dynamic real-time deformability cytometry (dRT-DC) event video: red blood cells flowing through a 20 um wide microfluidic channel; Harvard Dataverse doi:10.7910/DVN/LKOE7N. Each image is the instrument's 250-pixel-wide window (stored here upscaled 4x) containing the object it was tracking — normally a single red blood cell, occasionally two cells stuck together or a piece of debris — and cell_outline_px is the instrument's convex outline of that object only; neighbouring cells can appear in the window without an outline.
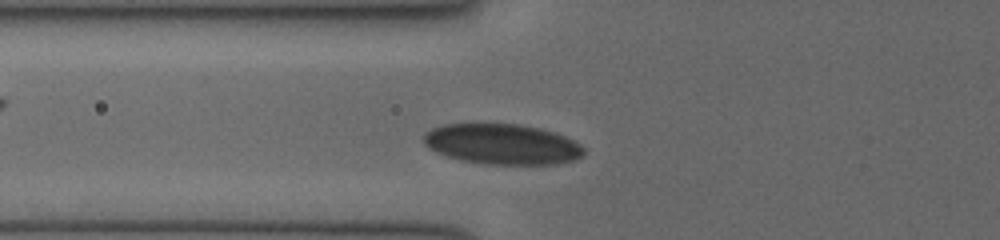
{"species": "human", "species_latin": "Homo sapiens", "temperature_condition": "cold", "stored_images_in_passage": 32, "camera_frame_rate_fps": 3000, "um_per_image_px": 0.085, "donor": {"sex": "female"}, "frame": {"image": 1, "passage_image": 6, "time_ms": 1.667, "image_size_px": [1000, 240], "cell_outline_px": [[584, 152], [576, 160], [556, 164], [484, 164], [460, 160], [436, 152], [428, 148], [424, 144], [424, 132], [432, 128], [444, 124], [520, 124], [540, 128], [564, 136], [580, 144], [584, 148]], "centroid_in_image_um": [42.66, 12.26], "position_along_channel_um": 83.1, "area_um2": 37.74}}
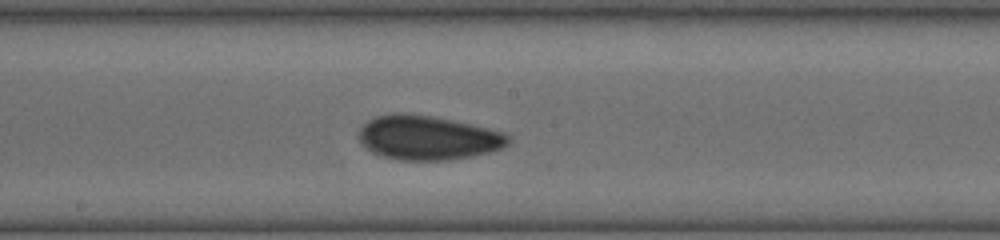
{"frame": {"image": 2, "passage_image": 15, "time_ms": 4.667, "image_size_px": [1000, 240], "cell_outline_px": [[512, 140], [504, 148], [472, 156], [444, 160], [400, 160], [384, 156], [372, 152], [364, 148], [360, 144], [360, 128], [368, 120], [376, 116], [396, 112], [400, 112], [432, 116], [488, 128], [504, 132]], "centroid_in_image_um": [36.36, 11.7], "position_along_channel_um": 211.8, "area_um2": 38.49}}
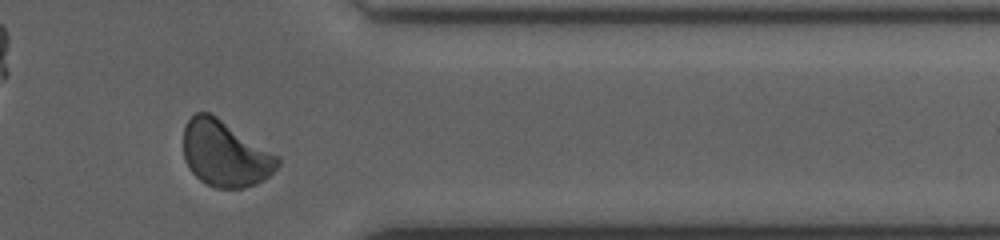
{"frame": {"image": 3, "passage_image": 28, "time_ms": 9.0, "image_size_px": [1000, 240], "cell_outline_px": [[280, 164], [264, 180], [256, 184], [240, 188], [216, 188], [200, 180], [188, 168], [184, 160], [184, 124], [196, 112], [208, 112], [216, 116], [280, 156]], "centroid_in_image_um": [19.13, 13.06], "position_along_channel_um": 392.3, "area_um2": 36.18}}